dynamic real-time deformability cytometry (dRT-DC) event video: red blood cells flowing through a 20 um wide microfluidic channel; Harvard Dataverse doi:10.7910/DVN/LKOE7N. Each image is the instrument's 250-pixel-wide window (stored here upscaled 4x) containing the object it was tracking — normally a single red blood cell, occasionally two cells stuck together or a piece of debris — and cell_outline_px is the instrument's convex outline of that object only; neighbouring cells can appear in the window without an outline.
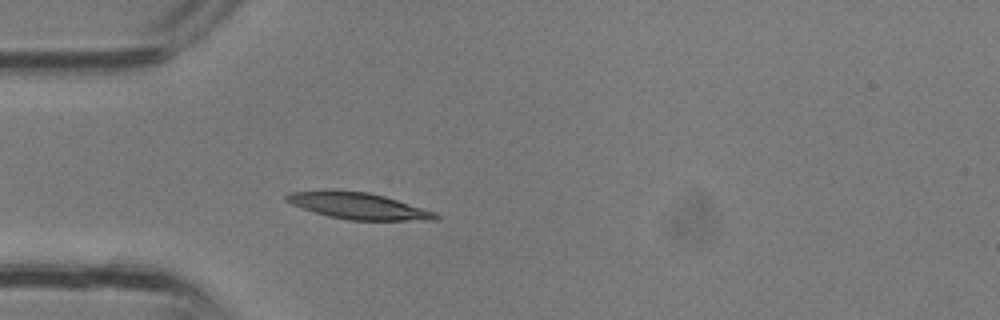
{"species": "common noctule bat (a hibernating species)", "species_latin": "Nyctalus noctula", "temperature_condition": "room temperature", "stored_images_in_passage": 3, "camera_frame_rate_fps": 3000, "um_per_image_px": 0.085, "animal": {"sex": "male", "body_mass_g": 13.3}, "frame": {"image": 1, "passage_image": 3, "time_ms": 0.667, "image_size_px": [1000, 320], "cell_outline_px": [[440, 216], [436, 220], [348, 220], [328, 216], [292, 204], [284, 200], [284, 196], [292, 192], [324, 188], [332, 188], [368, 192], [384, 196], [436, 212]], "centroid_in_image_um": [30.4, 17.47], "position_along_channel_um": 54.6, "area_um2": 23.29}}